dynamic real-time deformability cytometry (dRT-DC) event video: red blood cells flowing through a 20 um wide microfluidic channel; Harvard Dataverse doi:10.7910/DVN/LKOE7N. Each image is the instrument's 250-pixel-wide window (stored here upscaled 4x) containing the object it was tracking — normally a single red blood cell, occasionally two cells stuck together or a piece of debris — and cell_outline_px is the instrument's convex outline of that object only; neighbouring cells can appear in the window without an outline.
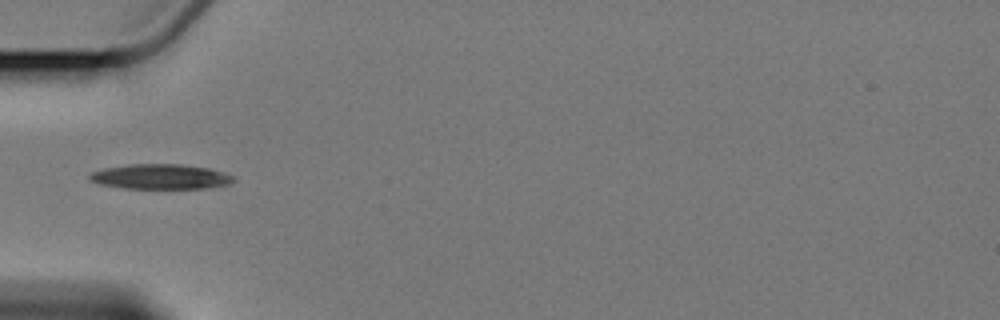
{"species": "Egyptian fruit bat (a non-hibernating species)", "species_latin": "Rousettus aegyptiacus", "temperature_condition": "cold", "stored_images_in_passage": 4, "camera_frame_rate_fps": 3000, "um_per_image_px": 0.085, "animal": {"sex": "female"}, "frame": {"image": 1, "passage_image": 1, "time_ms": 0.0, "image_size_px": [1000, 320], "cell_outline_px": [[236, 180], [228, 184], [204, 188], [124, 188], [100, 184], [92, 180], [88, 176], [92, 172], [104, 168], [128, 164], [180, 164], [208, 168], [224, 172], [236, 176]], "centroid_in_image_um": [13.68, 15.01], "position_along_channel_um": 71.3, "area_um2": 20.87}}
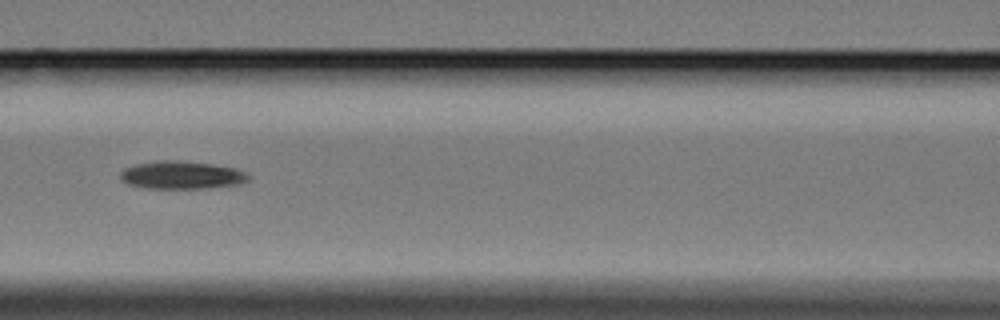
{"frame": {"image": 2, "passage_image": 3, "time_ms": 2.333, "image_size_px": [1000, 320], "cell_outline_px": [[248, 180], [240, 184], [204, 188], [148, 188], [128, 184], [120, 180], [120, 172], [124, 168], [136, 164], [160, 160], [176, 160], [212, 164], [236, 168], [248, 172]], "centroid_in_image_um": [15.43, 14.87], "position_along_channel_um": 151.2, "area_um2": 20.81}}
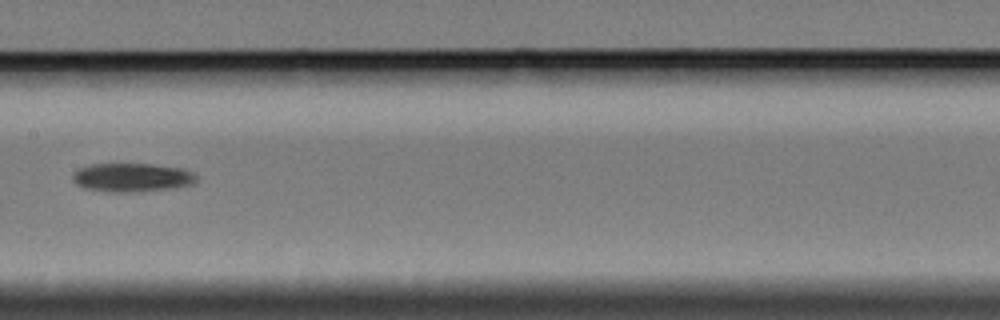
{"frame": {"image": 3, "passage_image": 4, "time_ms": 3.667, "image_size_px": [1000, 320], "cell_outline_px": [[196, 180], [192, 184], [172, 188], [124, 192], [116, 192], [84, 188], [76, 184], [72, 180], [72, 176], [80, 168], [88, 164], [152, 164], [184, 168], [192, 172], [196, 176]], "centroid_in_image_um": [11.21, 15.07], "position_along_channel_um": 196.2, "area_um2": 20.46}}